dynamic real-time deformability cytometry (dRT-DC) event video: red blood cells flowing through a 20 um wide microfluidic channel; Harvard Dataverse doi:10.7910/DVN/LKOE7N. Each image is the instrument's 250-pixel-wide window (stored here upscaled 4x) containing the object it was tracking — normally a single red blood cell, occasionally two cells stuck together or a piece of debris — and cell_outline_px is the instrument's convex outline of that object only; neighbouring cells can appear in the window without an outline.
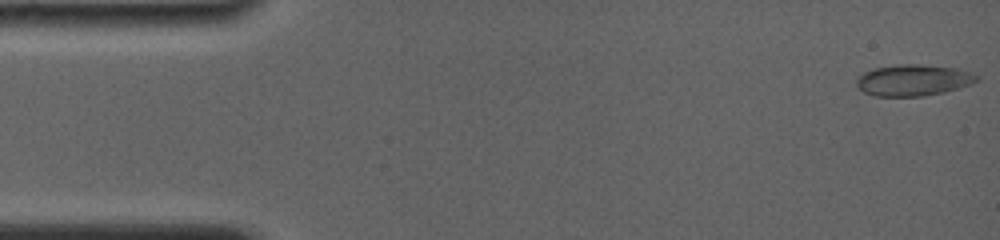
{"species": "common noctule bat (a hibernating species)", "species_latin": "Nyctalus noctula", "temperature_condition": "room temperature", "stored_images_in_passage": 40, "camera_frame_rate_fps": 4000, "um_per_image_px": 0.085, "animal": {"sex": "female", "body_mass_g": 19.0, "forearm_length_mm": 56.7}, "frame": {"image": 1, "passage_image": 1, "time_ms": 0.0, "image_size_px": [1000, 240], "cell_outline_px": [[980, 80], [972, 84], [944, 92], [924, 96], [876, 96], [864, 92], [856, 84], [856, 76], [872, 68], [900, 64], [920, 64], [956, 68], [980, 76]], "centroid_in_image_um": [77.63, 6.81], "position_along_channel_um": 7.4, "area_um2": 22.08}}
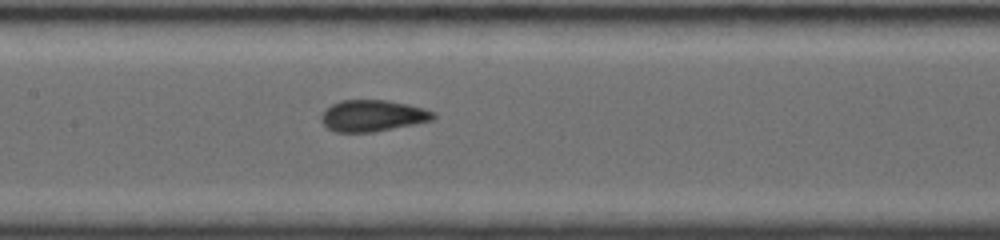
{"frame": {"image": 2, "passage_image": 23, "time_ms": 7.5, "image_size_px": [1000, 240], "cell_outline_px": [[436, 116], [432, 120], [372, 132], [336, 132], [328, 128], [320, 120], [320, 116], [332, 104], [340, 100], [388, 100], [408, 104], [424, 108], [436, 112]], "centroid_in_image_um": [31.68, 9.82], "position_along_channel_um": 175.7, "area_um2": 20.4}}
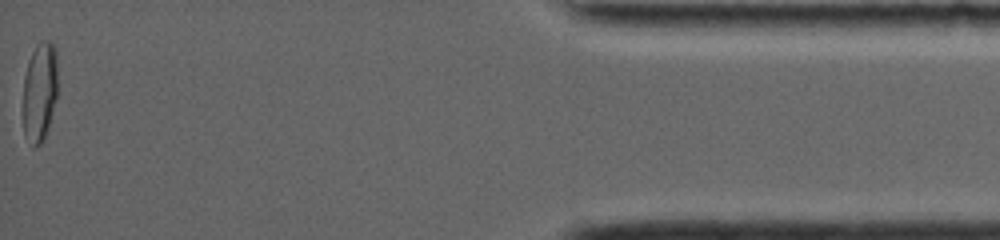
{"frame": {"image": 3, "passage_image": 40, "time_ms": 16.0, "image_size_px": [1000, 240], "cell_outline_px": [[56, 100], [48, 128], [40, 144], [36, 148], [32, 148], [24, 136], [20, 112], [24, 76], [28, 60], [36, 44], [40, 40], [48, 40], [56, 48]], "centroid_in_image_um": [3.3, 7.86], "position_along_channel_um": 431.9, "area_um2": 20.98}}